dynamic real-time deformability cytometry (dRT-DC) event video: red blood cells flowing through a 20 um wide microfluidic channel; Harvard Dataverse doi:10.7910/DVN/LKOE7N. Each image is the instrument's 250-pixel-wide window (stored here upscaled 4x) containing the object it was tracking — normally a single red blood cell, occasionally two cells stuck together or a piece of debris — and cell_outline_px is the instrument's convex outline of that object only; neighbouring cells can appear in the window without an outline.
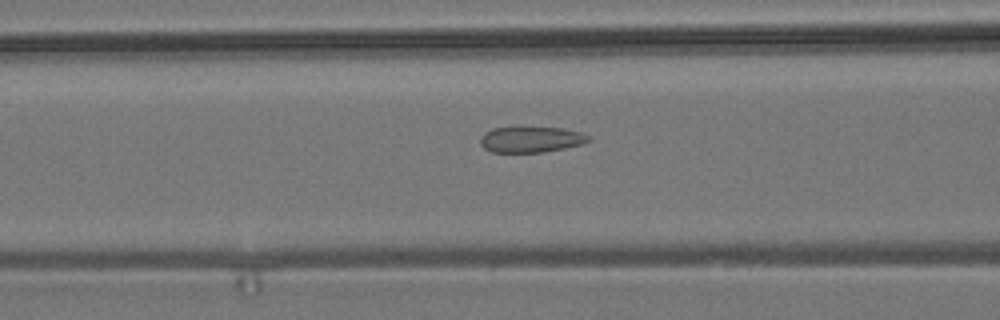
{"species": "common noctule bat (a hibernating species)", "species_latin": "Nyctalus noctula", "temperature_condition": "room temperature", "stored_images_in_passage": 17, "camera_frame_rate_fps": 3000, "um_per_image_px": 0.085, "animal": {"sex": "male", "body_mass_g": 19.2, "forearm_length_mm": 51.8}, "frame": {"image": 1, "passage_image": 5, "time_ms": 1.333, "image_size_px": [1000, 320], "cell_outline_px": [[592, 140], [580, 144], [564, 148], [544, 152], [492, 152], [484, 148], [480, 144], [480, 136], [484, 132], [492, 128], [520, 124], [564, 128], [580, 132], [588, 136]], "centroid_in_image_um": [45.08, 11.79], "position_along_channel_um": 121.5, "area_um2": 17.17}}
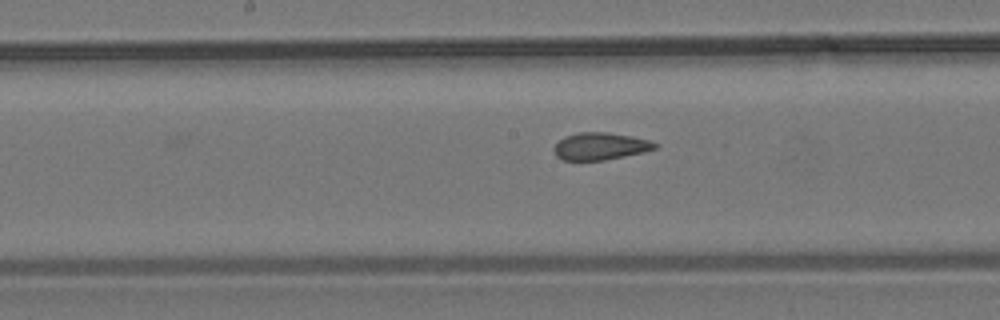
{"frame": {"image": 2, "passage_image": 11, "time_ms": 3.333, "image_size_px": [1000, 320], "cell_outline_px": [[660, 144], [656, 148], [644, 152], [604, 160], [564, 160], [556, 156], [552, 148], [564, 136], [576, 132], [608, 132], [632, 136], [652, 140]], "centroid_in_image_um": [51.05, 12.42], "position_along_channel_um": 197.2, "area_um2": 16.24}}
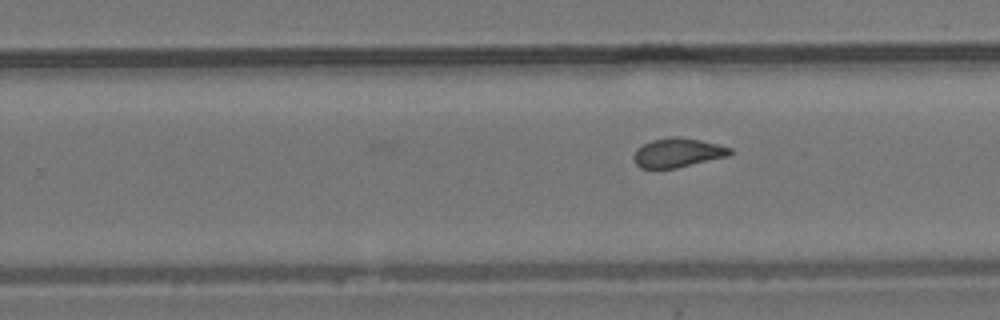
{"frame": {"image": 3, "passage_image": 17, "time_ms": 5.333, "image_size_px": [1000, 320], "cell_outline_px": [[732, 152], [728, 156], [676, 168], [640, 168], [636, 164], [632, 156], [636, 148], [652, 140], [672, 136], [680, 136], [700, 140], [732, 148]], "centroid_in_image_um": [57.57, 12.97], "position_along_channel_um": 272.2, "area_um2": 16.36}}